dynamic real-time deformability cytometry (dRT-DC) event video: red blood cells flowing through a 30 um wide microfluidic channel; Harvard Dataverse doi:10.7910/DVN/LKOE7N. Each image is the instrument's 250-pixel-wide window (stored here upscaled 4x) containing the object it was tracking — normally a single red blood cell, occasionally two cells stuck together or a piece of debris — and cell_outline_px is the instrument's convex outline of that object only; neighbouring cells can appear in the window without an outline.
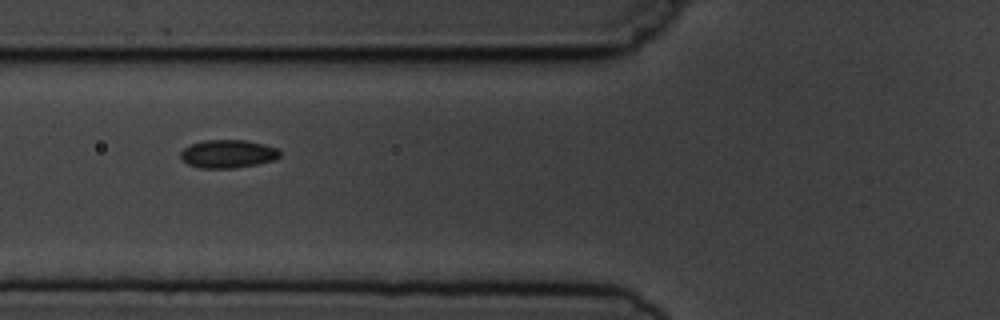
{"species": "common noctule bat (a hibernating species)", "species_latin": "Nyctalus noctula", "temperature_condition": "cold", "stored_images_in_passage": 7, "camera_frame_rate_fps": 3000, "um_per_image_px": 0.085, "animal": {"sex": "male", "body_mass_g": 19.5, "forearm_length_mm": 54.6}, "frame": {"image": 1, "passage_image": 3, "time_ms": 2.0, "image_size_px": [1000, 320], "cell_outline_px": [[280, 156], [276, 160], [256, 164], [232, 168], [200, 168], [188, 164], [180, 156], [180, 152], [184, 148], [192, 144], [204, 140], [244, 140], [264, 144], [276, 148], [280, 152]], "centroid_in_image_um": [19.38, 13.08], "position_along_channel_um": 106.4, "area_um2": 16.18}}
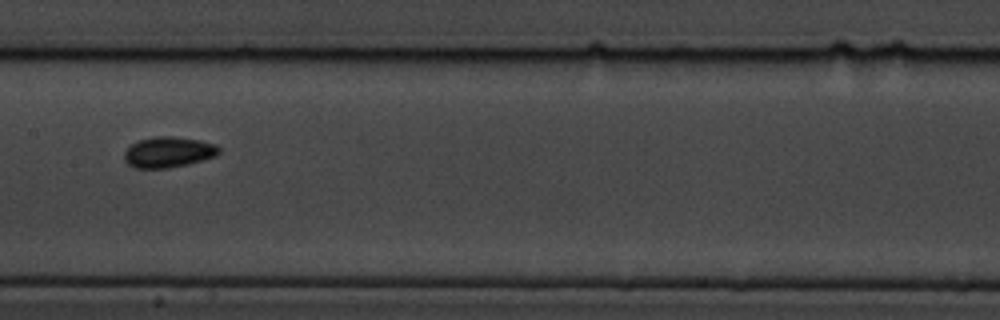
{"frame": {"image": 2, "passage_image": 5, "time_ms": 4.333, "image_size_px": [1000, 320], "cell_outline_px": [[220, 152], [216, 156], [188, 164], [168, 168], [136, 168], [128, 164], [124, 160], [124, 152], [132, 144], [140, 140], [156, 136], [172, 136], [200, 140], [216, 144], [220, 148]], "centroid_in_image_um": [14.33, 12.93], "position_along_channel_um": 193.1, "area_um2": 16.94}}
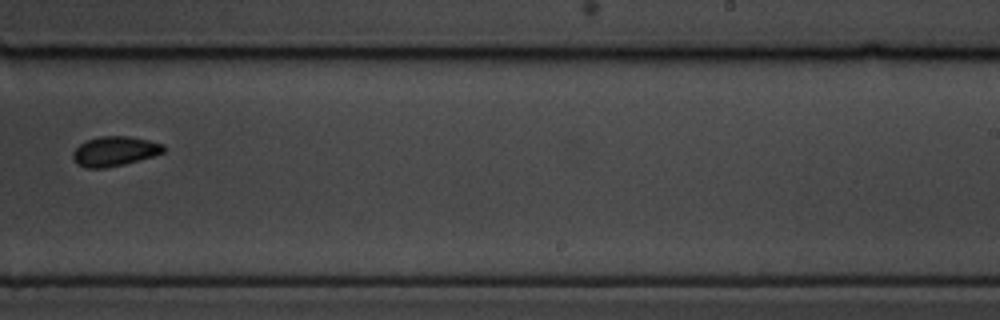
{"frame": {"image": 3, "passage_image": 7, "time_ms": 6.667, "image_size_px": [1000, 320], "cell_outline_px": [[168, 148], [164, 152], [152, 156], [124, 164], [104, 168], [88, 168], [76, 164], [72, 160], [72, 152], [84, 140], [100, 136], [128, 136], [148, 140], [164, 144]], "centroid_in_image_um": [9.73, 12.85], "position_along_channel_um": 279.3, "area_um2": 15.84}}